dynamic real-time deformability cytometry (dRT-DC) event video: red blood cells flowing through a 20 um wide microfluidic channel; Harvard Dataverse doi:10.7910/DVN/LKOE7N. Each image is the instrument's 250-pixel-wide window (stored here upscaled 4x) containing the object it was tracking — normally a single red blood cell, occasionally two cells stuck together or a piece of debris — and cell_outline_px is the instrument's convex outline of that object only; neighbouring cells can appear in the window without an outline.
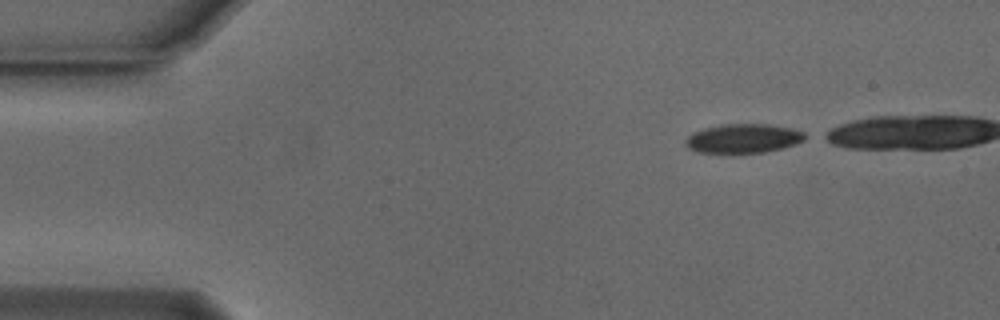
{"species": "Egyptian fruit bat (a non-hibernating species)", "species_latin": "Rousettus aegyptiacus", "temperature_condition": "cold", "stored_images_in_passage": 38, "camera_frame_rate_fps": 3000, "um_per_image_px": 0.085, "animal": {"sex": "male"}, "frame": {"image": 1, "passage_image": 1, "time_ms": 0.0, "image_size_px": [1000, 320], "cell_outline_px": [[812, 136], [796, 144], [784, 148], [764, 152], [696, 152], [688, 148], [684, 144], [684, 140], [692, 132], [724, 124], [768, 124], [792, 128], [804, 132]], "centroid_in_image_um": [63.24, 11.76], "position_along_channel_um": 21.8, "area_um2": 20.35}}
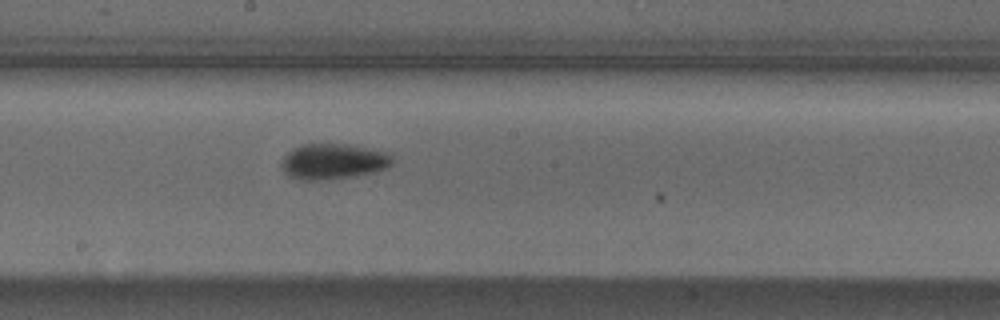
{"frame": {"image": 2, "passage_image": 23, "time_ms": 7.333, "image_size_px": [1000, 320], "cell_outline_px": [[392, 164], [388, 168], [376, 172], [356, 176], [320, 180], [300, 180], [288, 176], [284, 172], [280, 164], [284, 156], [292, 148], [300, 144], [348, 144], [384, 152], [392, 156]], "centroid_in_image_um": [28.29, 13.73], "position_along_channel_um": 219.9, "area_um2": 23.12}}
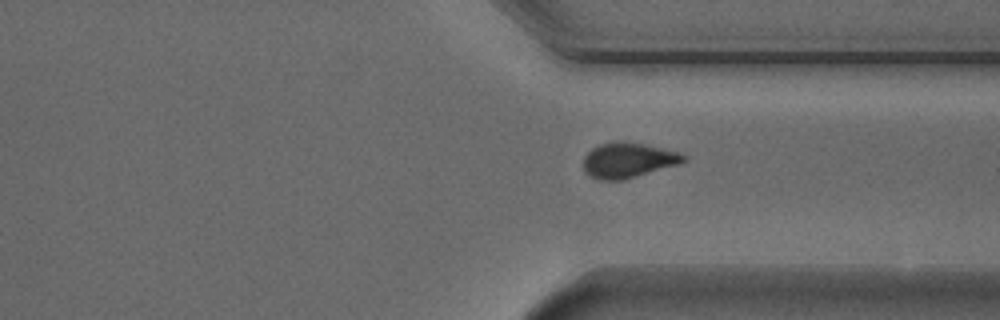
{"frame": {"image": 3, "passage_image": 34, "time_ms": 11.0, "image_size_px": [1000, 320], "cell_outline_px": [[688, 160], [680, 164], [624, 180], [600, 180], [584, 172], [584, 156], [592, 148], [600, 144], [620, 140], [644, 144], [680, 152], [688, 156]], "centroid_in_image_um": [53.43, 13.61], "position_along_channel_um": 358.0, "area_um2": 20.75}}